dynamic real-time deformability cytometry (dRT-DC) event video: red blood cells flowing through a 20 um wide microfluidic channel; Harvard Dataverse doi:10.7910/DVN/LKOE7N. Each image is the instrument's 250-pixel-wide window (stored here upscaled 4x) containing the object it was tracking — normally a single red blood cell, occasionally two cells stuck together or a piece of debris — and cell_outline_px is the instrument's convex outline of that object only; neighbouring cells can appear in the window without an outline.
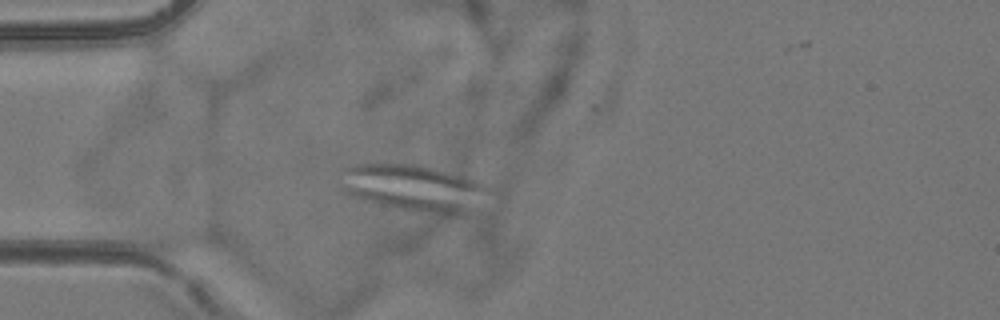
{"species": "common noctule bat (a hibernating species)", "species_latin": "Nyctalus noctula", "temperature_condition": "room temperature", "stored_images_in_passage": 6, "camera_frame_rate_fps": 3000, "um_per_image_px": 0.085, "animal": {"sex": "female", "body_mass_g": 24.6, "forearm_length_mm": 56.2}, "frame": {"image": 1, "passage_image": 4, "time_ms": 3.667, "image_size_px": [1000, 320], "cell_outline_px": [[488, 192], [468, 212], [460, 216], [444, 216], [420, 212], [380, 204], [364, 200], [352, 196], [344, 192], [340, 172], [340, 168], [352, 164], [420, 164], [464, 176], [476, 180], [484, 184], [488, 188]], "centroid_in_image_um": [35.12, 15.97], "position_along_channel_um": 49.9, "area_um2": 40.4}}